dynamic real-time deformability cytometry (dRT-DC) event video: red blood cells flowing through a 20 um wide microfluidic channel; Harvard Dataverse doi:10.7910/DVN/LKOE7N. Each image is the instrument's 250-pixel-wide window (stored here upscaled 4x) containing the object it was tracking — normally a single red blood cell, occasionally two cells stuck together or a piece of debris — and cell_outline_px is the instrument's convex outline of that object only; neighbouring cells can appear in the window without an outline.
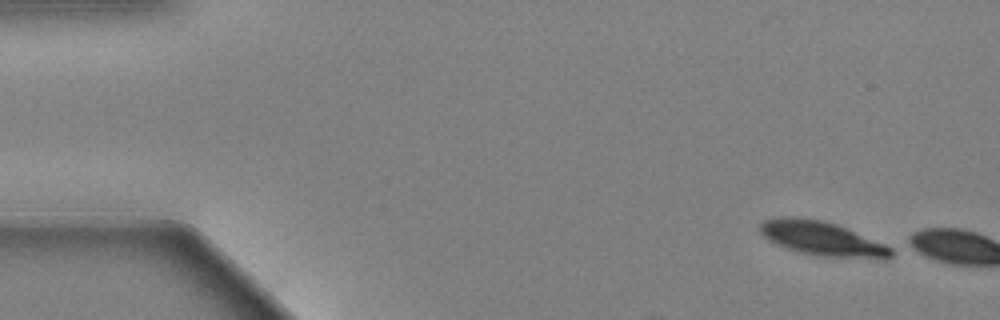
{"species": "Egyptian fruit bat (a non-hibernating species)", "species_latin": "Rousettus aegyptiacus", "temperature_condition": "warm", "stored_images_in_passage": 4, "camera_frame_rate_fps": 3000, "um_per_image_px": 0.085, "animal": {"sex": "female"}, "frame": {"image": 1, "passage_image": 1, "time_ms": 0.0, "image_size_px": [1000, 320], "cell_outline_px": [[892, 256], [884, 260], [816, 256], [800, 252], [776, 244], [768, 240], [760, 232], [760, 224], [764, 220], [776, 216], [792, 216], [820, 220], [836, 224], [884, 244], [892, 248]], "centroid_in_image_um": [69.87, 20.29], "position_along_channel_um": 15.1, "area_um2": 26.24}}